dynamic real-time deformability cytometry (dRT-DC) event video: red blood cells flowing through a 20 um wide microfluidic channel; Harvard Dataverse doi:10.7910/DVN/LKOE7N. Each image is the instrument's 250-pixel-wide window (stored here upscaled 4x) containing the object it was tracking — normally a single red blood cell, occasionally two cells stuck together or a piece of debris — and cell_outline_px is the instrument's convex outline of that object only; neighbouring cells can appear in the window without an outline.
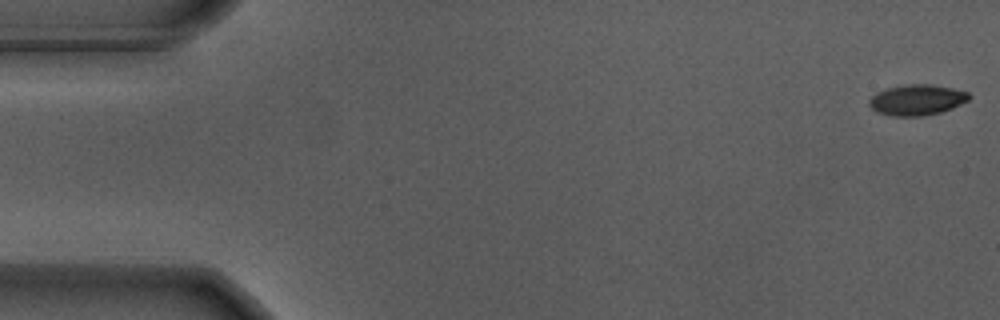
{"species": "Egyptian fruit bat (a non-hibernating species)", "species_latin": "Rousettus aegyptiacus", "temperature_condition": "warm", "stored_images_in_passage": 56, "camera_frame_rate_fps": 3000, "um_per_image_px": 0.085, "animal": {"sex": "male"}, "frame": {"image": 1, "passage_image": 1, "time_ms": 0.0, "image_size_px": [1000, 320], "cell_outline_px": [[972, 96], [968, 100], [952, 108], [940, 112], [920, 116], [892, 116], [876, 112], [868, 104], [868, 100], [876, 92], [884, 88], [908, 84], [932, 84], [952, 88], [968, 92]], "centroid_in_image_um": [77.91, 8.48], "position_along_channel_um": 7.1, "area_um2": 17.98}}
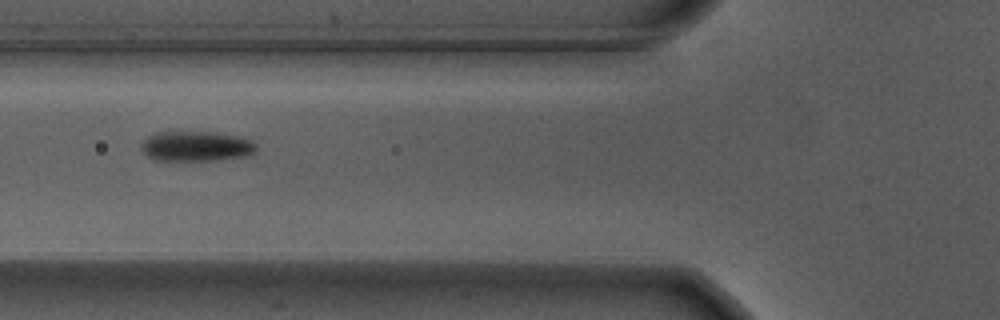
{"frame": {"image": 2, "passage_image": 21, "time_ms": 6.667, "image_size_px": [1000, 320], "cell_outline_px": [[256, 152], [252, 156], [216, 160], [156, 160], [148, 156], [140, 148], [140, 144], [148, 136], [156, 132], [216, 132], [244, 136], [252, 140], [256, 144]], "centroid_in_image_um": [16.75, 12.42], "position_along_channel_um": 109.0, "area_um2": 20.58}}
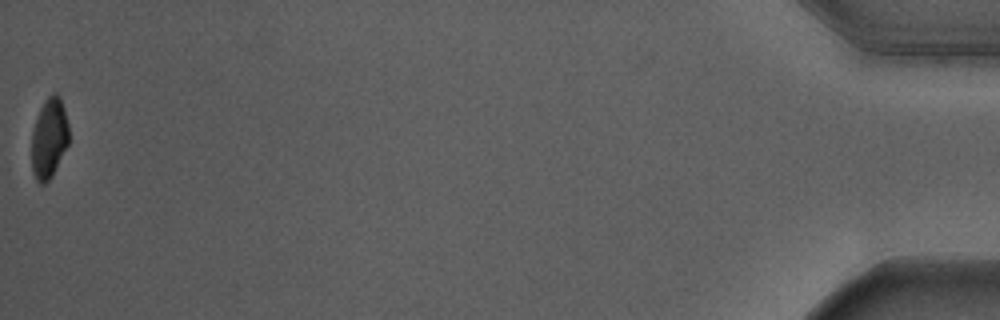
{"frame": {"image": 3, "passage_image": 56, "time_ms": 18.333, "image_size_px": [1000, 320], "cell_outline_px": [[68, 144], [52, 176], [44, 184], [40, 184], [36, 180], [32, 172], [32, 128], [36, 116], [44, 100], [52, 92], [56, 92], [60, 96], [64, 108], [68, 124]], "centroid_in_image_um": [4.16, 11.72], "position_along_channel_um": 431.0, "area_um2": 17.57}, "authors_computed_cell_mechanics": {"area_um2": 19.5942, "velocity_mm_per_s": 3.6808, "shape_relaxation_time_tau1_ms": 3.1694, "shape_relaxation_time_tau2_ms": null, "deformation_change_tau1": 0.1568, "deformation_change_tau2": null}}